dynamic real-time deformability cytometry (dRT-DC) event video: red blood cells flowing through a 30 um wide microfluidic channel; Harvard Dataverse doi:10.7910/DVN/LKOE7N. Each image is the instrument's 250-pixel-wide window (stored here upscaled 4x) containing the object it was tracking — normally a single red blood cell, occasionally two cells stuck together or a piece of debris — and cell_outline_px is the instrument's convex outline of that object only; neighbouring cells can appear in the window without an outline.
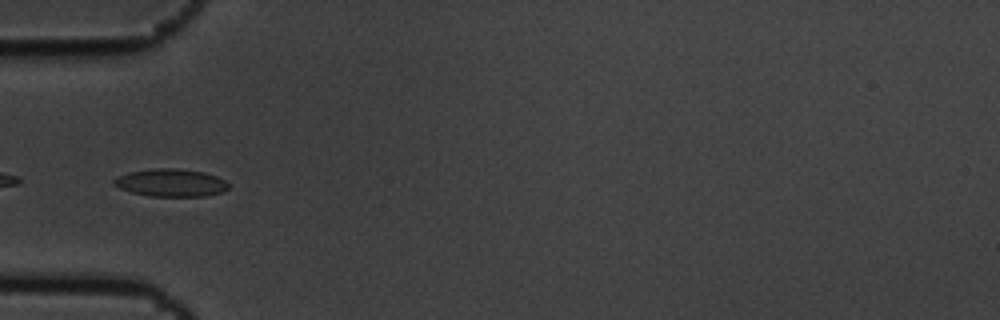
{"species": "common noctule bat (a hibernating species)", "species_latin": "Nyctalus noctula", "temperature_condition": "cold", "stored_images_in_passage": 7, "camera_frame_rate_fps": 3000, "um_per_image_px": 0.085, "animal": {"sex": "male", "body_mass_g": 19.5, "forearm_length_mm": 54.6}, "frame": {"image": 1, "passage_image": 6, "time_ms": 1.667, "image_size_px": [1000, 320], "cell_outline_px": [[228, 188], [220, 192], [204, 196], [148, 196], [132, 192], [120, 188], [112, 184], [112, 180], [128, 172], [156, 168], [176, 168], [204, 172], [216, 176], [224, 180], [228, 184]], "centroid_in_image_um": [14.5, 15.53], "position_along_channel_um": 70.5, "area_um2": 18.32}}
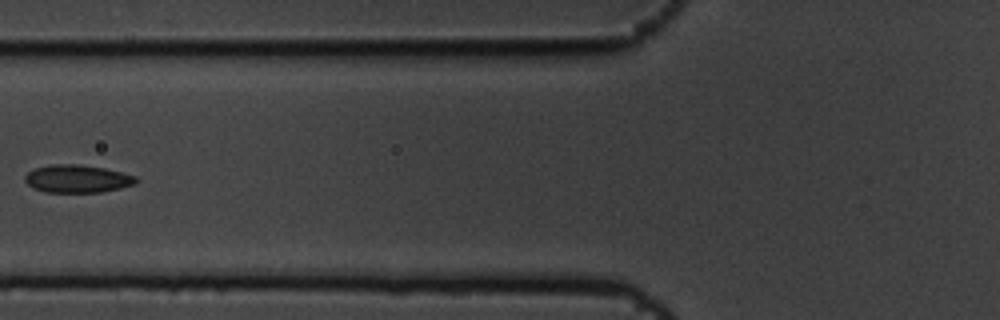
{"frame": {"image": 2, "passage_image": 7, "time_ms": 2.0, "image_size_px": [1000, 320], "cell_outline_px": [[136, 184], [120, 188], [100, 192], [44, 192], [32, 188], [24, 180], [24, 176], [28, 172], [36, 168], [52, 164], [76, 164], [104, 168], [136, 176]], "centroid_in_image_um": [6.54, 15.2], "position_along_channel_um": 119.3, "area_um2": 17.92}}